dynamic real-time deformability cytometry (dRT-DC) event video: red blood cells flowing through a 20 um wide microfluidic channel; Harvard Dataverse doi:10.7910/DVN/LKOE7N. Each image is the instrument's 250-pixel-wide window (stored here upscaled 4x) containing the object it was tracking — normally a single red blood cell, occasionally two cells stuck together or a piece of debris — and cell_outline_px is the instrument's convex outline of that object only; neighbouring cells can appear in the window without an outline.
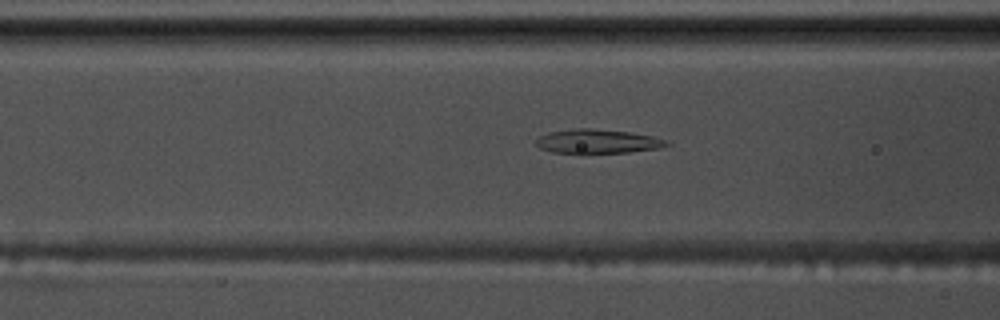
{"species": "common noctule bat (a hibernating species)", "species_latin": "Nyctalus noctula", "temperature_condition": "warm", "stored_images_in_passage": 56, "camera_frame_rate_fps": 3000, "um_per_image_px": 0.085, "animal": {"sex": "male", "body_mass_g": 17.5, "forearm_length_mm": 52.3}, "frame": {"image": 1, "passage_image": 22, "time_ms": 7.0, "image_size_px": [1000, 320], "cell_outline_px": [[672, 144], [660, 148], [628, 152], [552, 152], [540, 148], [536, 144], [536, 140], [540, 136], [548, 132], [572, 128], [592, 128], [628, 132], [652, 136], [664, 140]], "centroid_in_image_um": [50.78, 12.0], "position_along_channel_um": 115.8, "area_um2": 18.03}}
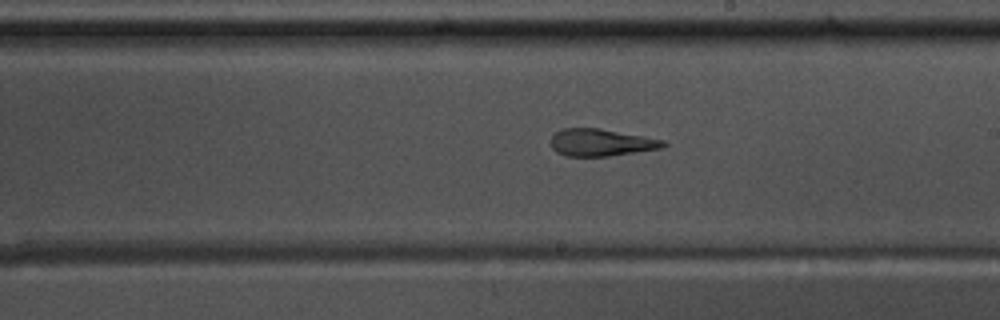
{"frame": {"image": 2, "passage_image": 32, "time_ms": 10.333, "image_size_px": [1000, 320], "cell_outline_px": [[668, 144], [664, 148], [608, 156], [564, 156], [556, 152], [552, 148], [552, 136], [560, 128], [600, 128], [644, 136], [664, 140]], "centroid_in_image_um": [51.11, 12.11], "position_along_channel_um": 237.9, "area_um2": 17.92}}
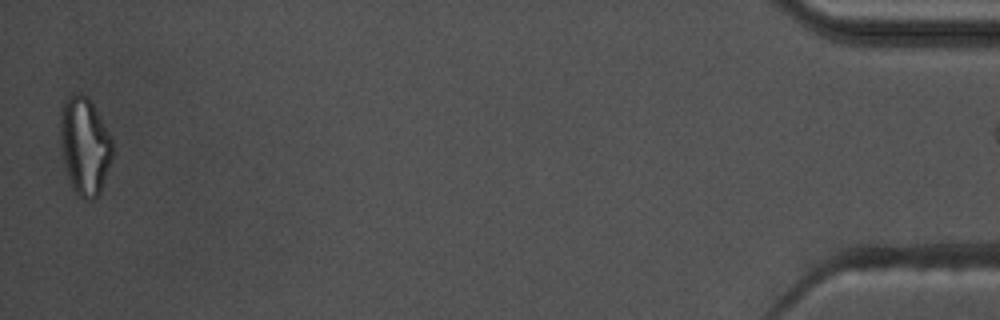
{"frame": {"image": 3, "passage_image": 55, "time_ms": 18.0, "image_size_px": [1000, 320], "cell_outline_px": [[112, 156], [100, 192], [92, 200], [84, 200], [76, 192], [68, 176], [60, 144], [60, 108], [64, 100], [68, 96], [76, 92], [80, 92], [92, 100], [112, 140]], "centroid_in_image_um": [7.18, 12.33], "position_along_channel_um": 428.0, "area_um2": 29.59}}